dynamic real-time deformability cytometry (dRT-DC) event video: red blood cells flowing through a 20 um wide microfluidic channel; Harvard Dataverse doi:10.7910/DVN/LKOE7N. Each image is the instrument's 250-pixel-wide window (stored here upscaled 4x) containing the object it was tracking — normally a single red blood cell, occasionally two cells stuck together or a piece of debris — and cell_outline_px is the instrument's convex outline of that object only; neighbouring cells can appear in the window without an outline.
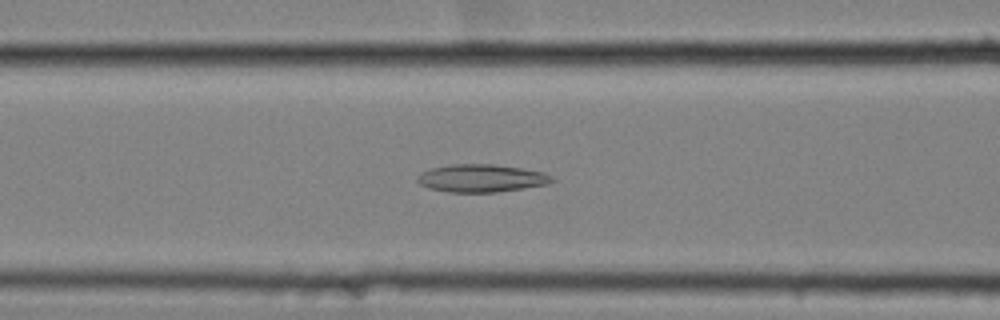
{"species": "common noctule bat (a hibernating species)", "species_latin": "Nyctalus noctula", "temperature_condition": "cold", "stored_images_in_passage": 52, "camera_frame_rate_fps": 3000, "um_per_image_px": 0.085, "animal": {"sex": "female", "body_mass_g": 25.1}, "frame": {"image": 1, "passage_image": 19, "time_ms": 6.0, "image_size_px": [1000, 320], "cell_outline_px": [[556, 180], [548, 184], [524, 188], [496, 192], [448, 192], [428, 188], [420, 184], [416, 180], [416, 176], [420, 172], [428, 168], [452, 164], [492, 164], [520, 168], [544, 172], [552, 176]], "centroid_in_image_um": [40.88, 15.14], "position_along_channel_um": 125.7, "area_um2": 21.96}}
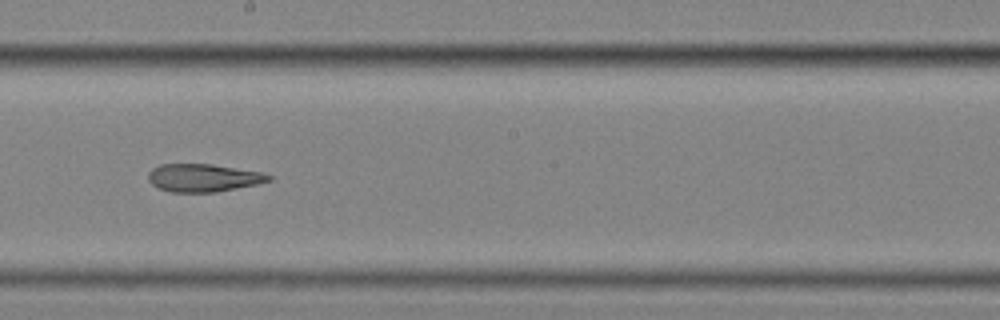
{"frame": {"image": 2, "passage_image": 28, "time_ms": 9.0, "image_size_px": [1000, 320], "cell_outline_px": [[272, 180], [256, 184], [216, 192], [172, 192], [160, 188], [152, 184], [148, 180], [148, 172], [152, 168], [160, 164], [212, 164], [260, 172], [272, 176]], "centroid_in_image_um": [17.26, 15.11], "position_along_channel_um": 230.9, "area_um2": 19.42}}
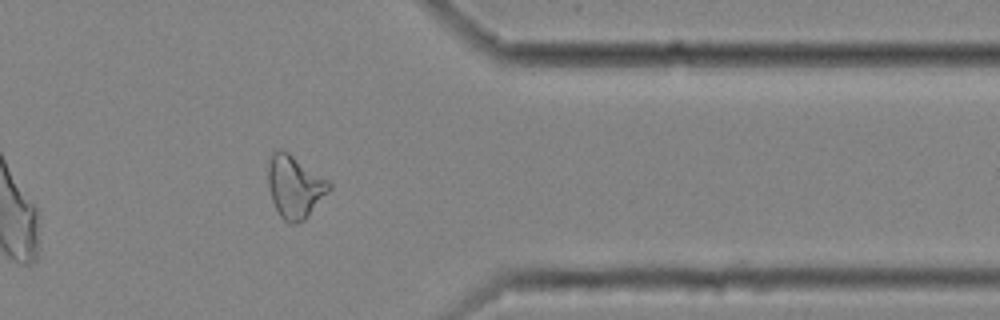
{"frame": {"image": 3, "passage_image": 42, "time_ms": 13.667, "image_size_px": [1000, 320], "cell_outline_px": [[332, 188], [304, 220], [296, 224], [288, 224], [280, 216], [272, 200], [268, 184], [268, 164], [272, 152], [280, 148], [288, 152], [328, 180], [332, 184]], "centroid_in_image_um": [25.05, 15.87], "position_along_channel_um": 386.4, "area_um2": 22.2}, "authors_computed_cell_mechanics": {"area_um2": 22.1952, "velocity_mm_per_s": 3.5113, "shape_relaxation_time_tau1_ms": null, "shape_relaxation_time_tau2_ms": 5.1782, "deformation_change_tau1": null, "deformation_change_tau2": 0.1448}}